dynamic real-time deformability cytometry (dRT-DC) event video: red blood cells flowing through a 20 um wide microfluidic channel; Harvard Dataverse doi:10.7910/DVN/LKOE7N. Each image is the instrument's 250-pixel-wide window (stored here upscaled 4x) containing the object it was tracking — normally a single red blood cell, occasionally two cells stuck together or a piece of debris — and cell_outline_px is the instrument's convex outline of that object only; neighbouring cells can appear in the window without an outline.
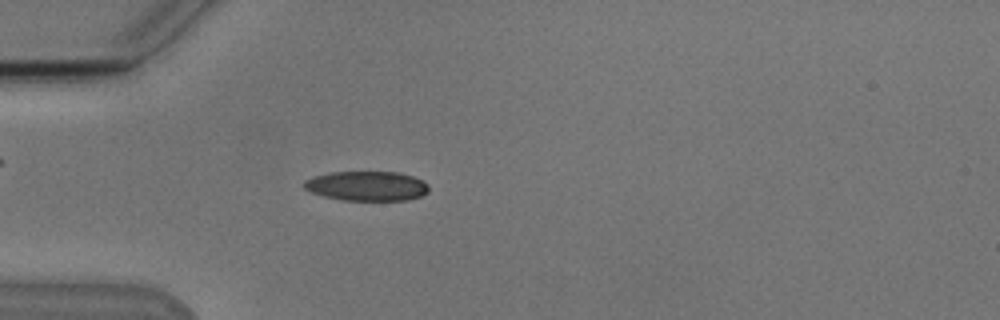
{"species": "Egyptian fruit bat (a non-hibernating species)", "species_latin": "Rousettus aegyptiacus", "temperature_condition": "cold", "stored_images_in_passage": 53, "camera_frame_rate_fps": 3000, "um_per_image_px": 0.085, "animal": {"sex": "male"}, "frame": {"image": 1, "passage_image": 15, "time_ms": 4.667, "image_size_px": [1000, 320], "cell_outline_px": [[428, 192], [420, 196], [408, 200], [340, 200], [324, 196], [312, 192], [304, 188], [304, 180], [312, 176], [332, 172], [400, 172], [412, 176], [428, 184]], "centroid_in_image_um": [31.17, 15.81], "position_along_channel_um": 53.8, "area_um2": 21.5}}
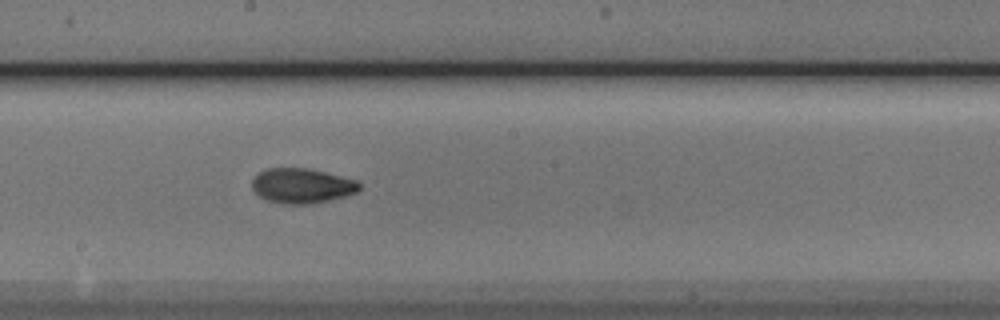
{"frame": {"image": 2, "passage_image": 29, "time_ms": 9.333, "image_size_px": [1000, 320], "cell_outline_px": [[360, 188], [356, 192], [344, 196], [312, 204], [280, 204], [268, 200], [260, 196], [252, 188], [252, 180], [260, 172], [268, 168], [308, 168], [356, 180], [360, 184]], "centroid_in_image_um": [25.65, 15.79], "position_along_channel_um": 222.6, "area_um2": 21.62}}
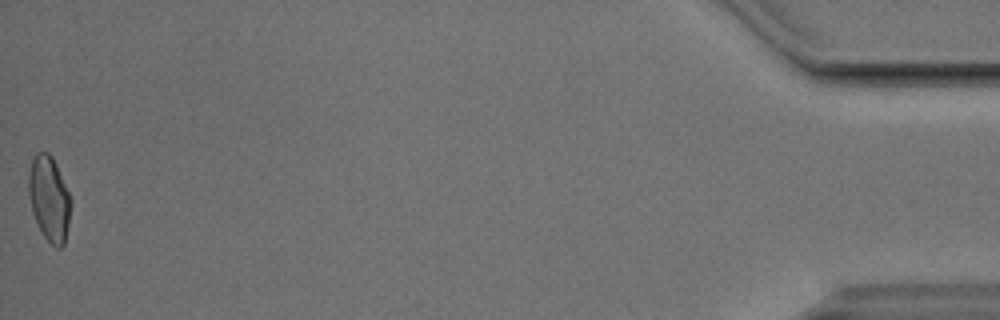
{"frame": {"image": 3, "passage_image": 53, "time_ms": 17.333, "image_size_px": [1000, 320], "cell_outline_px": [[72, 204], [64, 244], [60, 248], [56, 248], [44, 236], [32, 212], [28, 192], [28, 176], [32, 160], [36, 152], [48, 152], [52, 156], [72, 200]], "centroid_in_image_um": [4.18, 16.87], "position_along_channel_um": 431.0, "area_um2": 20.75}, "authors_computed_cell_mechanics": {"area_um2": 20.7502, "velocity_mm_per_s": 3.8248, "shape_relaxation_time_tau1_ms": 4.3868, "shape_relaxation_time_tau2_ms": 1.9972, "deformation_change_tau1": 0.1484, "deformation_change_tau2": 0.0703}}